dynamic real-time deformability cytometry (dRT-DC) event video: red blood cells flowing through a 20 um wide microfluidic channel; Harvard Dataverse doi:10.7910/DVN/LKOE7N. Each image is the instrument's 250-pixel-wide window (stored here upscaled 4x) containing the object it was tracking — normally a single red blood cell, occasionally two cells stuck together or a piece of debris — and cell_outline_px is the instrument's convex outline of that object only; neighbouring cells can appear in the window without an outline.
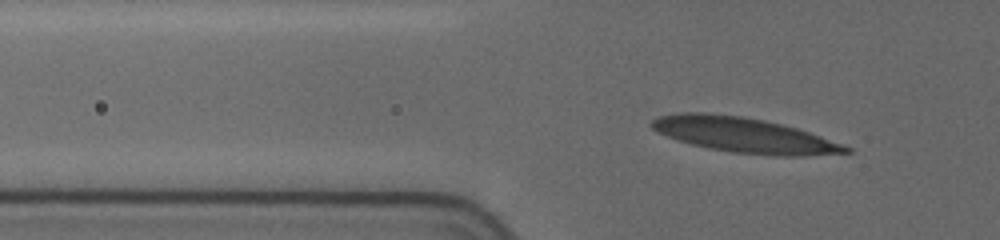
{"species": "human", "species_latin": "Homo sapiens", "temperature_condition": "cold", "stored_images_in_passage": 34, "camera_frame_rate_fps": 3000, "um_per_image_px": 0.085, "donor": {"sex": "female"}, "frame": {"image": 1, "passage_image": 10, "time_ms": 4.333, "image_size_px": [1000, 240], "cell_outline_px": [[852, 152], [804, 156], [780, 156], [732, 152], [708, 148], [692, 144], [656, 132], [648, 124], [652, 120], [660, 116], [676, 112], [704, 112], [744, 116], [764, 120], [796, 128], [820, 136], [852, 148]], "centroid_in_image_um": [63.21, 11.47], "position_along_channel_um": 62.6, "area_um2": 39.48}}
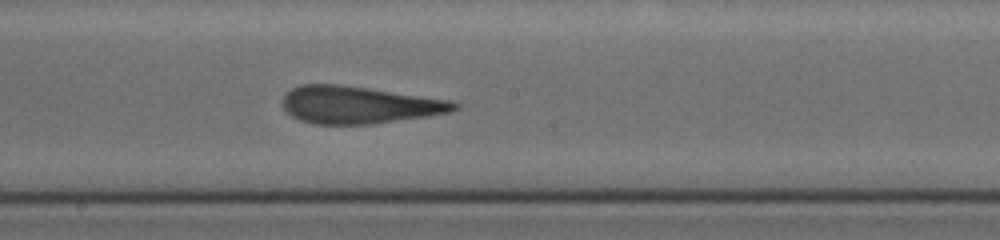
{"frame": {"image": 2, "passage_image": 18, "time_ms": 9.0, "image_size_px": [1000, 240], "cell_outline_px": [[460, 108], [452, 112], [428, 116], [372, 124], [312, 124], [300, 120], [292, 116], [284, 108], [284, 96], [292, 88], [300, 84], [340, 84], [452, 100], [460, 104]], "centroid_in_image_um": [30.56, 8.91], "position_along_channel_um": 217.6, "area_um2": 37.4}}
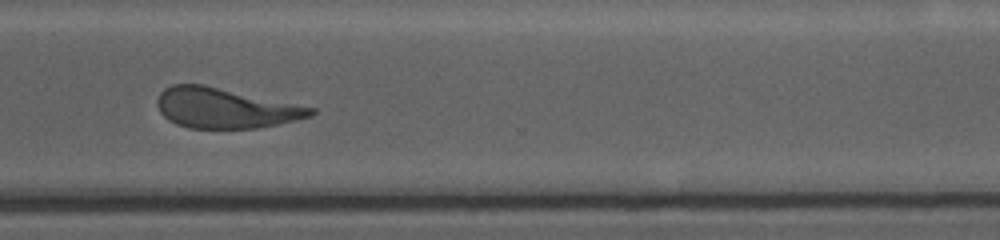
{"frame": {"image": 3, "passage_image": 33, "time_ms": 12.667, "image_size_px": [1000, 240], "cell_outline_px": [[316, 112], [312, 116], [296, 120], [256, 128], [188, 128], [176, 124], [168, 120], [160, 112], [156, 104], [156, 100], [160, 92], [164, 88], [172, 84], [204, 84], [316, 108]], "centroid_in_image_um": [19.11, 9.18], "position_along_channel_um": 351.5, "area_um2": 36.01}}